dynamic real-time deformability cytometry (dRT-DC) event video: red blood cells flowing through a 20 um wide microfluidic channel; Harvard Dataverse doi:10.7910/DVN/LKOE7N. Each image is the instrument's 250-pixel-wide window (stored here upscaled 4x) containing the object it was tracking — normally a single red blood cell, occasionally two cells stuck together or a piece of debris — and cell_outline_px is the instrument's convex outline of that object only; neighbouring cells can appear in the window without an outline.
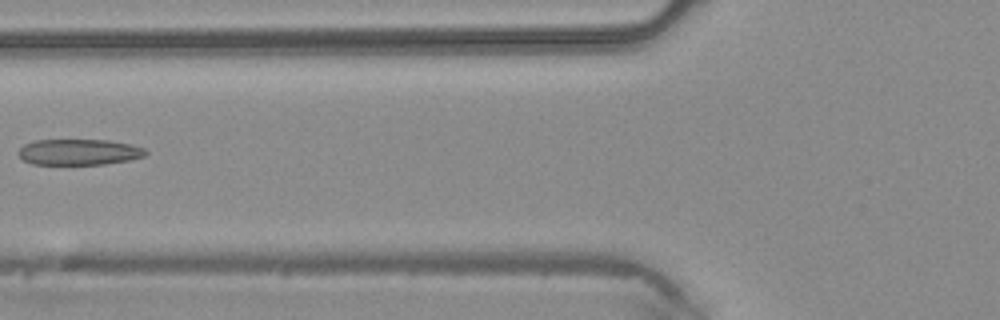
{"species": "common noctule bat (a hibernating species)", "species_latin": "Nyctalus noctula", "temperature_condition": "warm", "stored_images_in_passage": 3, "camera_frame_rate_fps": 3000, "um_per_image_px": 0.085, "animal": {"sex": "male", "body_mass_g": 20.4}, "frame": {"image": 1, "passage_image": 3, "time_ms": 0.667, "image_size_px": [1000, 320], "cell_outline_px": [[148, 152], [144, 156], [132, 160], [104, 164], [32, 164], [24, 160], [16, 152], [24, 144], [32, 140], [108, 140], [128, 144], [144, 148]], "centroid_in_image_um": [6.7, 12.92], "position_along_channel_um": 119.1, "area_um2": 19.25}}